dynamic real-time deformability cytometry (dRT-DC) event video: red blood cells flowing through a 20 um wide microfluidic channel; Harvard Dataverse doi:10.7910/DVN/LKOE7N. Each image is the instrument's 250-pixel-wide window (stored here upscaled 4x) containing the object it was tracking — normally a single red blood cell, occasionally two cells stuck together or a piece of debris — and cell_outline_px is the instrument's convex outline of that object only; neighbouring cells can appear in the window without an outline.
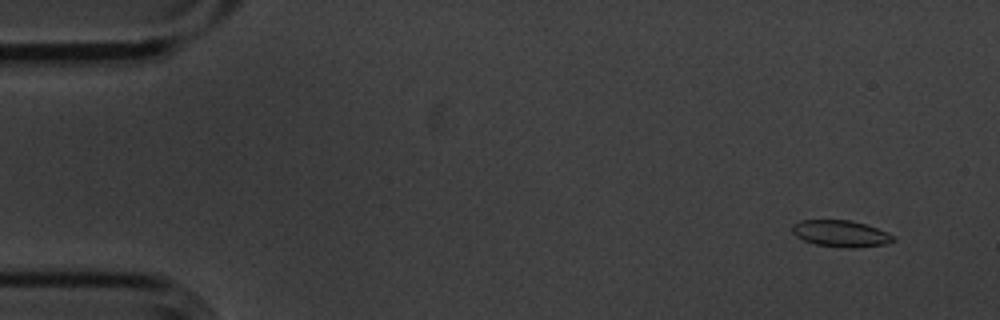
{"species": "common noctule bat (a hibernating species)", "species_latin": "Nyctalus noctula", "temperature_condition": "cold", "stored_images_in_passage": 56, "camera_frame_rate_fps": 3000, "um_per_image_px": 0.085, "animal": {"sex": "male", "body_mass_g": 20.1, "forearm_length_mm": 53.5}, "frame": {"image": 1, "passage_image": 4, "time_ms": 1.0, "image_size_px": [1000, 320], "cell_outline_px": [[896, 240], [884, 244], [856, 248], [848, 248], [816, 244], [804, 240], [796, 236], [792, 232], [792, 224], [800, 220], [852, 220], [888, 232], [896, 236]], "centroid_in_image_um": [71.48, 19.85], "position_along_channel_um": 13.5, "area_um2": 15.66}}
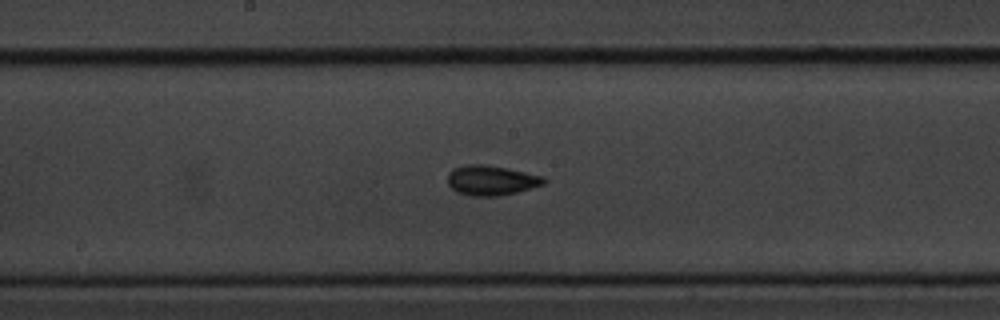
{"frame": {"image": 2, "passage_image": 29, "time_ms": 9.333, "image_size_px": [1000, 320], "cell_outline_px": [[548, 180], [544, 184], [516, 192], [496, 196], [472, 196], [456, 192], [448, 184], [448, 172], [452, 168], [468, 164], [488, 164], [544, 176]], "centroid_in_image_um": [41.74, 15.31], "position_along_channel_um": 206.5, "area_um2": 16.88}}
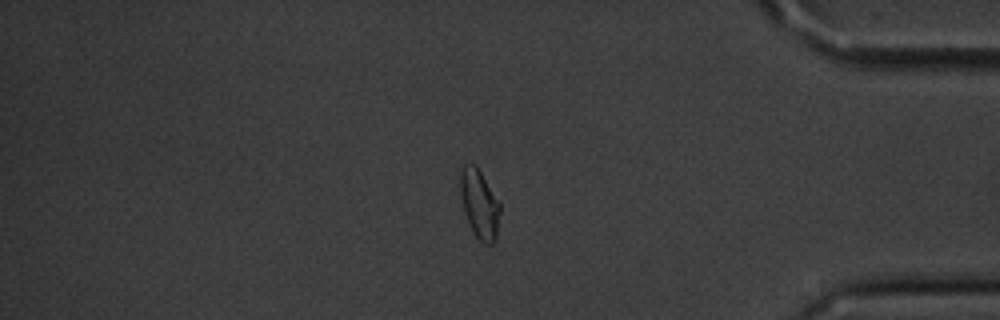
{"frame": {"image": 3, "passage_image": 47, "time_ms": 15.333, "image_size_px": [1000, 320], "cell_outline_px": [[500, 212], [496, 240], [492, 244], [484, 244], [472, 232], [468, 224], [464, 212], [460, 192], [460, 172], [464, 164], [468, 160], [476, 164], [500, 200]], "centroid_in_image_um": [40.76, 17.29], "position_along_channel_um": 394.4, "area_um2": 16.53}, "authors_computed_cell_mechanics": {"area_um2": 16.0395, "velocity_mm_per_s": 3.6034, "shape_relaxation_time_tau1_ms": 2.399, "shape_relaxation_time_tau2_ms": 2.046, "deformation_change_tau1": 0.0953, "deformation_change_tau2": 0.0704}}